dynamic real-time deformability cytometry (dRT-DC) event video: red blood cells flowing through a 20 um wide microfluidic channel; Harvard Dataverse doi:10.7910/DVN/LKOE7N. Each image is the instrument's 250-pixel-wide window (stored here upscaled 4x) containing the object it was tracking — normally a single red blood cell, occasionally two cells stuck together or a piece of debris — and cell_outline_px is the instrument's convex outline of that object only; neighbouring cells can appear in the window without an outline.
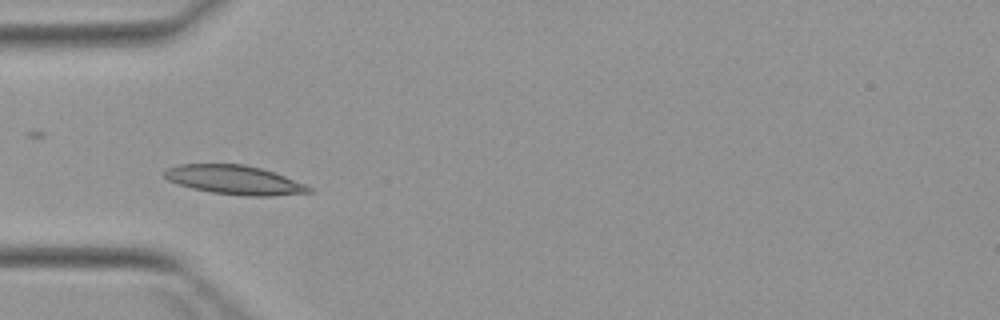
{"species": "Egyptian fruit bat (a non-hibernating species)", "species_latin": "Rousettus aegyptiacus", "temperature_condition": "warm", "stored_images_in_passage": 6, "camera_frame_rate_fps": 3000, "um_per_image_px": 0.085, "animal": {"sex": "female"}, "frame": {"image": 1, "passage_image": 4, "time_ms": 3.667, "image_size_px": [1000, 320], "cell_outline_px": [[312, 192], [272, 196], [248, 196], [212, 192], [192, 188], [168, 180], [164, 176], [164, 172], [168, 168], [180, 164], [244, 164], [260, 168], [284, 176], [304, 184], [312, 188]], "centroid_in_image_um": [19.93, 15.29], "position_along_channel_um": 65.1, "area_um2": 24.1}}
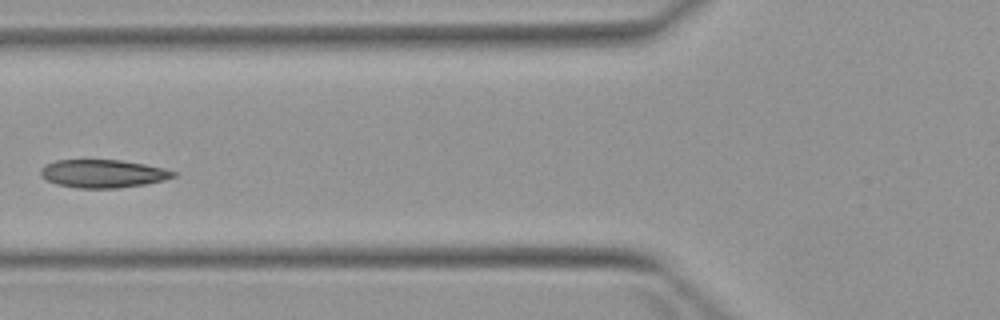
{"frame": {"image": 2, "passage_image": 5, "time_ms": 5.0, "image_size_px": [1000, 320], "cell_outline_px": [[176, 176], [164, 180], [144, 184], [116, 188], [80, 188], [56, 184], [40, 176], [40, 168], [44, 164], [56, 160], [120, 160], [144, 164], [164, 168], [176, 172]], "centroid_in_image_um": [8.72, 14.75], "position_along_channel_um": 117.1, "area_um2": 21.68}}
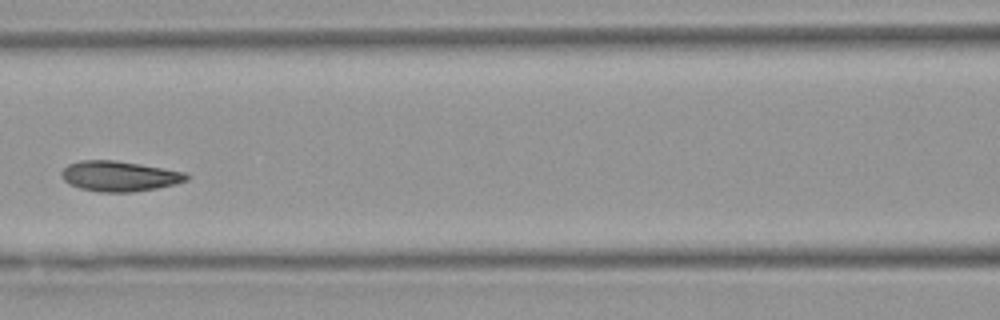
{"frame": {"image": 3, "passage_image": 6, "time_ms": 6.0, "image_size_px": [1000, 320], "cell_outline_px": [[192, 176], [188, 180], [176, 184], [156, 188], [132, 192], [100, 192], [80, 188], [68, 184], [60, 176], [60, 172], [68, 164], [80, 160], [116, 160], [188, 172]], "centroid_in_image_um": [10.17, 14.97], "position_along_channel_um": 156.4, "area_um2": 22.37}}